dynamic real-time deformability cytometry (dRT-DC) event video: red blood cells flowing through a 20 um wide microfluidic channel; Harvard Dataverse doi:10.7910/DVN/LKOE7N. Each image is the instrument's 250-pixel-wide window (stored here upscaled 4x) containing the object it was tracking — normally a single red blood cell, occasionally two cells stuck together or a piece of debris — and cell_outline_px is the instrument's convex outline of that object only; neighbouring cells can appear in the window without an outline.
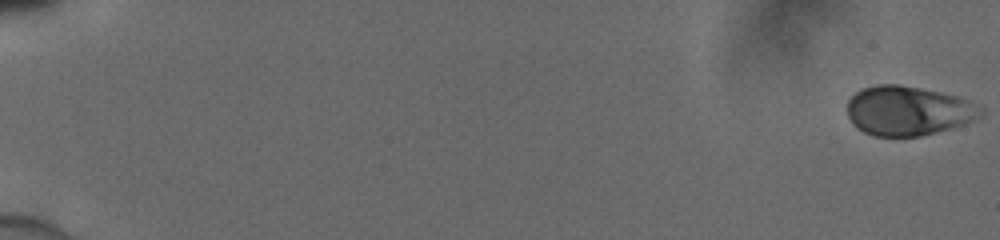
{"species": "human", "species_latin": "Homo sapiens", "temperature_condition": "cold", "stored_images_in_passage": 51, "camera_frame_rate_fps": 3000, "um_per_image_px": 0.085, "donor": {"sex": "male"}, "frame": {"image": 1, "passage_image": 1, "time_ms": 0.0, "image_size_px": [1000, 240], "cell_outline_px": [[984, 112], [972, 120], [964, 124], [936, 132], [920, 136], [872, 136], [856, 128], [852, 124], [848, 116], [848, 100], [860, 88], [876, 84], [896, 84], [920, 88], [960, 96], [984, 108]], "centroid_in_image_um": [77.17, 9.41], "position_along_channel_um": 7.8, "area_um2": 38.61}}
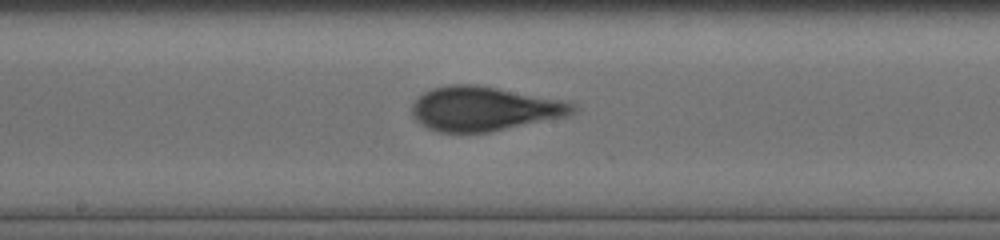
{"frame": {"image": 2, "passage_image": 30, "time_ms": 9.667, "image_size_px": [1000, 240], "cell_outline_px": [[576, 108], [572, 112], [564, 116], [488, 132], [440, 132], [428, 128], [416, 120], [412, 116], [412, 104], [424, 92], [432, 88], [448, 84], [476, 84], [560, 100], [576, 104]], "centroid_in_image_um": [41.07, 9.23], "position_along_channel_um": 207.1, "area_um2": 40.81}}
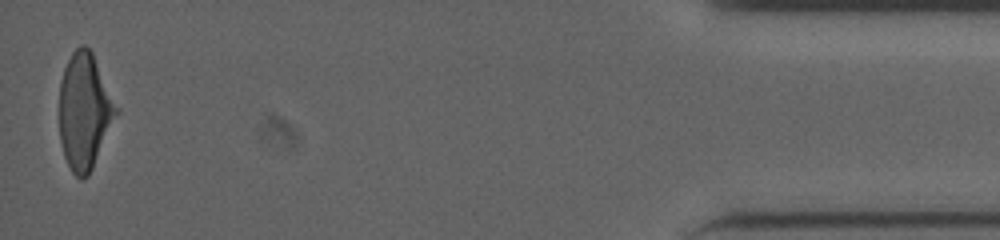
{"frame": {"image": 3, "passage_image": 51, "time_ms": 16.667, "image_size_px": [1000, 240], "cell_outline_px": [[120, 112], [88, 176], [84, 180], [80, 180], [72, 172], [64, 156], [60, 140], [60, 84], [64, 68], [72, 52], [80, 44], [84, 44], [92, 52], [120, 108]], "centroid_in_image_um": [7.22, 9.46], "position_along_channel_um": 428.0, "area_um2": 38.9}}